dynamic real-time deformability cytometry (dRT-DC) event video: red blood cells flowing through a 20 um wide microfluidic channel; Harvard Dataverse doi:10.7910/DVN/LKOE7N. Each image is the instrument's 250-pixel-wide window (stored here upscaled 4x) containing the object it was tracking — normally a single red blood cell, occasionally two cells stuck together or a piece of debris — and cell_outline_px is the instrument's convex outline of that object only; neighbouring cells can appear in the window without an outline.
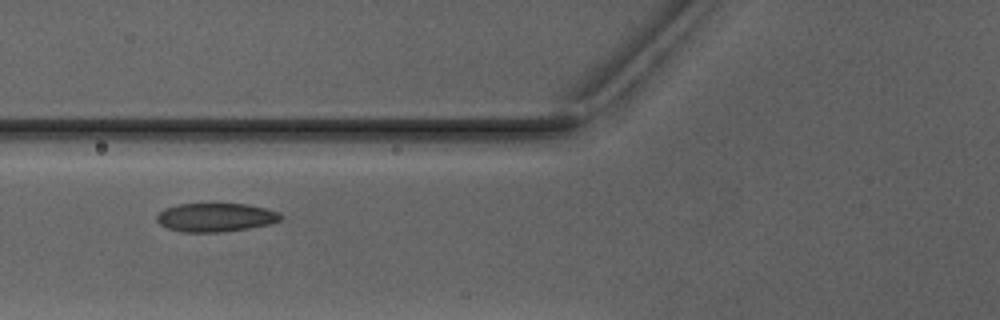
{"species": "Egyptian fruit bat (a non-hibernating species)", "species_latin": "Rousettus aegyptiacus", "temperature_condition": "warm", "stored_images_in_passage": 3, "camera_frame_rate_fps": 3000, "um_per_image_px": 0.085, "animal": {"sex": "male"}, "frame": {"image": 1, "passage_image": 3, "time_ms": 3.0, "image_size_px": [1000, 320], "cell_outline_px": [[284, 216], [280, 220], [268, 224], [248, 228], [220, 232], [180, 232], [168, 228], [160, 224], [156, 220], [156, 216], [164, 208], [180, 204], [248, 204], [280, 212]], "centroid_in_image_um": [18.32, 18.48], "position_along_channel_um": 107.5, "area_um2": 20.63}}